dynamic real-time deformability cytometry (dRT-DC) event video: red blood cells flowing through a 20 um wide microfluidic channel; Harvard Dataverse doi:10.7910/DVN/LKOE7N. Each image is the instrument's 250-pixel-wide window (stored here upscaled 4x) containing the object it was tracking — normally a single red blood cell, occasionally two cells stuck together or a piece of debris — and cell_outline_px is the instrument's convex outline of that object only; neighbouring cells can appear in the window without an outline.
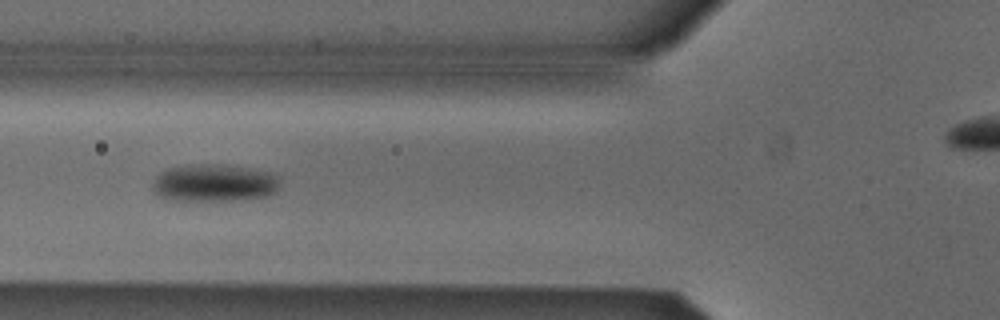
{"species": "Egyptian fruit bat (a non-hibernating species)", "species_latin": "Rousettus aegyptiacus", "temperature_condition": "cold", "stored_images_in_passage": 43, "camera_frame_rate_fps": 3000, "um_per_image_px": 0.085, "animal": {"sex": "male"}, "frame": {"image": 1, "passage_image": 9, "time_ms": 2.667, "image_size_px": [1000, 320], "cell_outline_px": [[276, 192], [264, 196], [240, 200], [176, 200], [160, 196], [152, 192], [152, 184], [156, 176], [160, 172], [168, 168], [188, 164], [228, 164], [272, 172], [276, 176]], "centroid_in_image_um": [18.15, 15.53], "position_along_channel_um": 107.6, "area_um2": 27.86}}
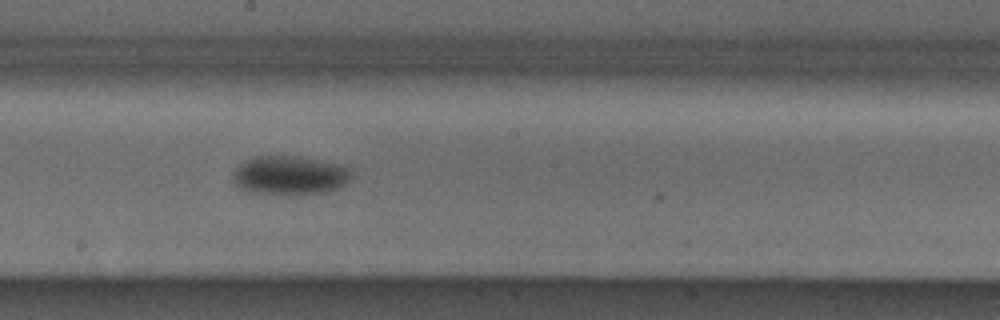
{"frame": {"image": 2, "passage_image": 18, "time_ms": 5.667, "image_size_px": [1000, 320], "cell_outline_px": [[352, 180], [340, 188], [324, 192], [248, 192], [240, 188], [232, 180], [232, 176], [236, 168], [244, 160], [252, 156], [300, 156], [336, 164], [352, 168]], "centroid_in_image_um": [24.65, 14.86], "position_along_channel_um": 223.6, "area_um2": 26.47}}
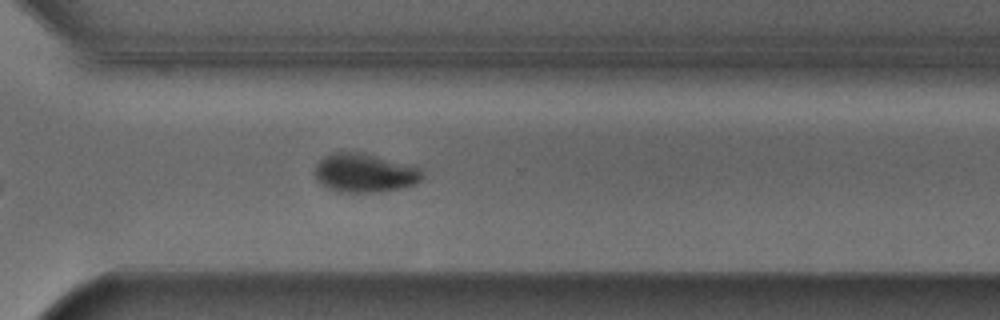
{"frame": {"image": 3, "passage_image": 27, "time_ms": 8.667, "image_size_px": [1000, 320], "cell_outline_px": [[424, 176], [416, 184], [400, 188], [380, 192], [340, 192], [328, 188], [320, 184], [316, 180], [316, 164], [324, 156], [336, 152], [364, 152], [420, 168], [424, 172]], "centroid_in_image_um": [31.0, 14.7], "position_along_channel_um": 339.6, "area_um2": 24.33}, "authors_computed_cell_mechanics": {"area_um2": 26.3568, "velocity_mm_per_s": 3.8651, "shape_relaxation_time_tau1_ms": 3.7296, "shape_relaxation_time_tau2_ms": null, "deformation_change_tau1": 0.1089, "deformation_change_tau2": null}}